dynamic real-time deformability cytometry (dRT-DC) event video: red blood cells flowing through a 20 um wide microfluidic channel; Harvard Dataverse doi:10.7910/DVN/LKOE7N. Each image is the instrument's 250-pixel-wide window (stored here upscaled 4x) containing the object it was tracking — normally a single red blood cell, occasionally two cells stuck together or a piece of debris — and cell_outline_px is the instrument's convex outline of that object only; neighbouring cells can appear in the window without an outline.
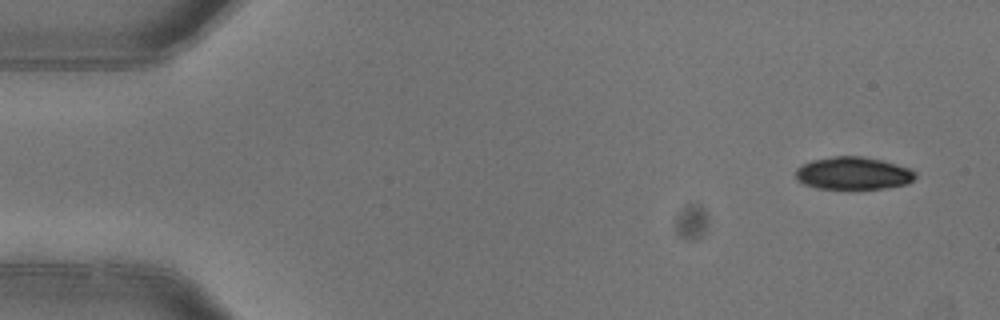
{"species": "common noctule bat (a hibernating species)", "species_latin": "Nyctalus noctula", "temperature_condition": "warm", "stored_images_in_passage": 6, "camera_frame_rate_fps": 3000, "um_per_image_px": 0.085, "animal": {"sex": "female"}, "frame": {"image": 1, "passage_image": 1, "time_ms": 0.0, "image_size_px": [1000, 320], "cell_outline_px": [[916, 176], [908, 184], [880, 188], [848, 192], [816, 188], [804, 184], [796, 180], [796, 168], [812, 160], [836, 156], [864, 156], [912, 168], [916, 172]], "centroid_in_image_um": [72.51, 14.77], "position_along_channel_um": 12.5, "area_um2": 23.52}}
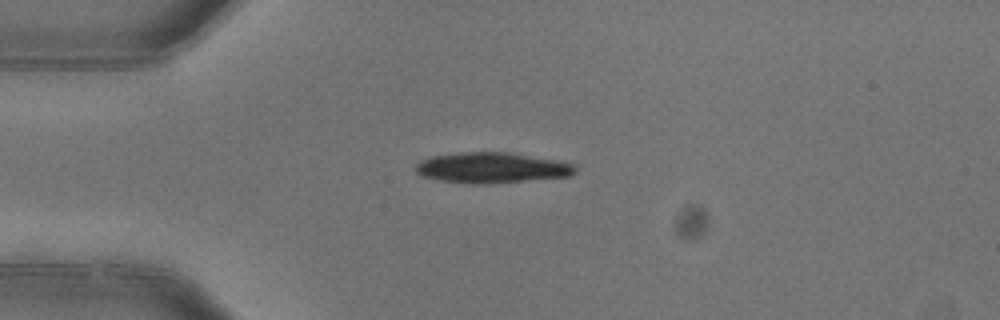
{"frame": {"image": 2, "passage_image": 3, "time_ms": 0.667, "image_size_px": [1000, 320], "cell_outline_px": [[576, 172], [568, 176], [484, 184], [472, 184], [440, 180], [420, 176], [412, 168], [420, 160], [432, 156], [464, 152], [508, 152], [560, 160], [576, 164]], "centroid_in_image_um": [41.78, 14.25], "position_along_channel_um": 43.2, "area_um2": 28.55}}